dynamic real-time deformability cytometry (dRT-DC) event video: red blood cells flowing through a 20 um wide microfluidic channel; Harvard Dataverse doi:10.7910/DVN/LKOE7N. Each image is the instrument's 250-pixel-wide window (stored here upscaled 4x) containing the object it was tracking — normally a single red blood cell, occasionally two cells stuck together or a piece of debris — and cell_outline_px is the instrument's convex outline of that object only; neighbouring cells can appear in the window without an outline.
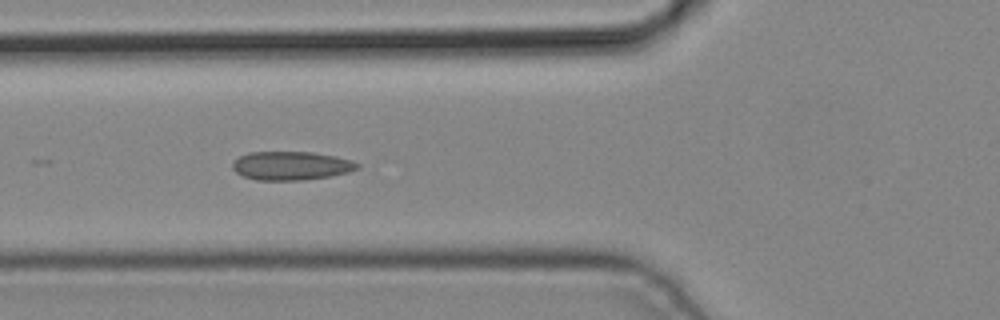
{"species": "common noctule bat (a hibernating species)", "species_latin": "Nyctalus noctula", "temperature_condition": "cold", "stored_images_in_passage": 6, "camera_frame_rate_fps": 3000, "um_per_image_px": 0.085, "animal": {"sex": "male", "body_mass_g": 19.2, "forearm_length_mm": 51.8}, "frame": {"image": 1, "passage_image": 5, "time_ms": 1.333, "image_size_px": [1000, 320], "cell_outline_px": [[360, 168], [348, 172], [328, 176], [304, 180], [256, 180], [244, 176], [236, 172], [232, 168], [232, 164], [240, 156], [248, 152], [312, 152], [336, 156], [352, 160], [360, 164]], "centroid_in_image_um": [24.77, 14.08], "position_along_channel_um": 101.0, "area_um2": 20.81}}
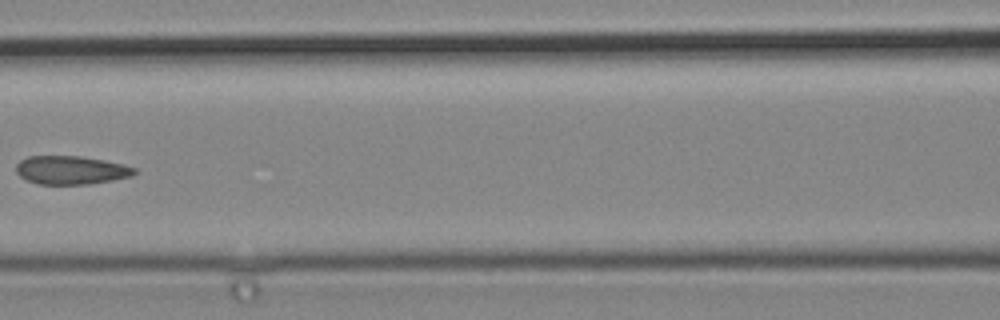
{"frame": {"image": 2, "passage_image": 6, "time_ms": 1.667, "image_size_px": [1000, 320], "cell_outline_px": [[136, 172], [132, 176], [112, 180], [88, 184], [36, 184], [20, 176], [16, 172], [16, 164], [20, 160], [28, 156], [80, 156], [104, 160], [124, 164], [136, 168]], "centroid_in_image_um": [6.03, 14.45], "position_along_channel_um": 160.6, "area_um2": 19.65}}